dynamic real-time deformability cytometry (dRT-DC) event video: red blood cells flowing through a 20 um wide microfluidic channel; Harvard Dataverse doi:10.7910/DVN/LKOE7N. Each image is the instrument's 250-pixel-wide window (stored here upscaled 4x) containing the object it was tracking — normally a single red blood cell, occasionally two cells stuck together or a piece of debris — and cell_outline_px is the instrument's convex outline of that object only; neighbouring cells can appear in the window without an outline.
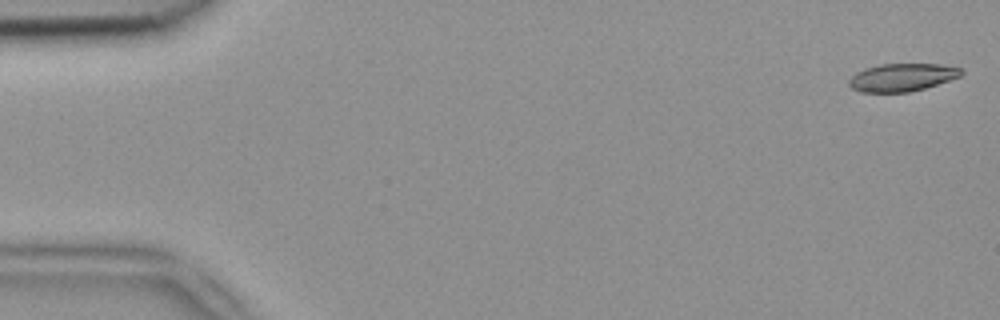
{"species": "common noctule bat (a hibernating species)", "species_latin": "Nyctalus noctula", "temperature_condition": "room temperature", "stored_images_in_passage": 51, "camera_frame_rate_fps": 3000, "um_per_image_px": 0.085, "animal": {"sex": "female", "body_mass_g": 18.4}, "frame": {"image": 1, "passage_image": 1, "time_ms": 0.0, "image_size_px": [1000, 320], "cell_outline_px": [[964, 72], [960, 76], [924, 88], [908, 92], [860, 92], [852, 88], [848, 84], [848, 80], [856, 72], [864, 68], [880, 64], [940, 64], [964, 68]], "centroid_in_image_um": [76.66, 6.56], "position_along_channel_um": 8.3, "area_um2": 18.21}}
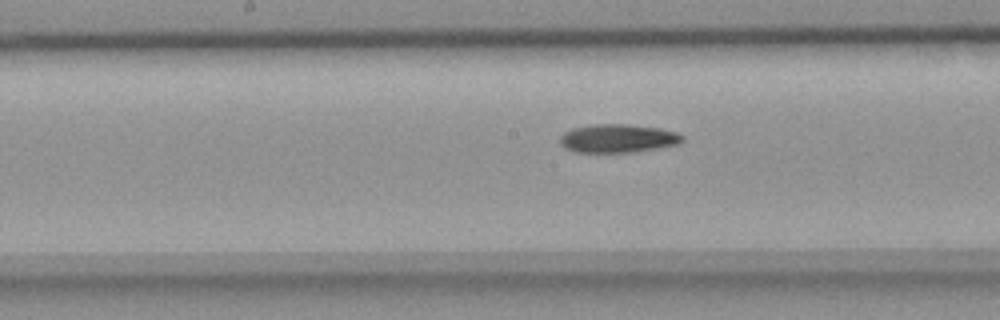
{"frame": {"image": 2, "passage_image": 26, "time_ms": 8.333, "image_size_px": [1000, 320], "cell_outline_px": [[684, 140], [680, 144], [636, 152], [576, 152], [564, 148], [560, 144], [560, 136], [564, 132], [572, 128], [592, 124], [628, 124], [660, 128], [676, 132], [684, 136]], "centroid_in_image_um": [52.53, 11.76], "position_along_channel_um": 195.7, "area_um2": 20.52}}
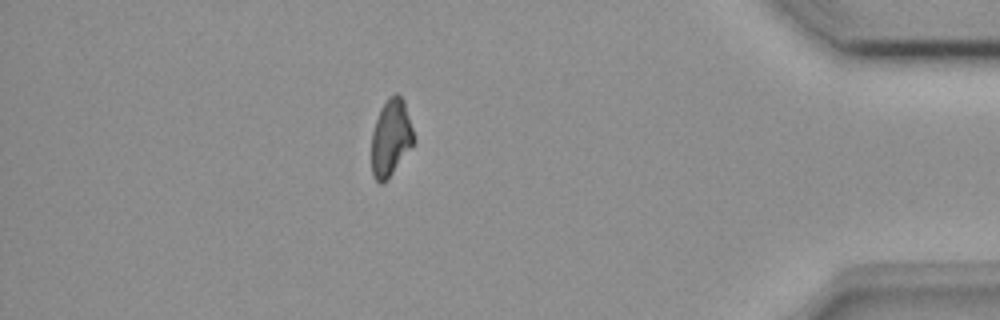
{"frame": {"image": 3, "passage_image": 45, "time_ms": 14.667, "image_size_px": [1000, 320], "cell_outline_px": [[416, 140], [392, 172], [380, 184], [372, 176], [372, 132], [380, 108], [396, 92], [404, 100]], "centroid_in_image_um": [33.22, 11.68], "position_along_channel_um": 402.0, "area_um2": 18.44}, "authors_computed_cell_mechanics": {"area_um2": 19.7098, "velocity_mm_per_s": 3.9183, "shape_relaxation_time_tau1_ms": 5.701, "shape_relaxation_time_tau2_ms": null, "deformation_change_tau1": 0.1602, "deformation_change_tau2": null}}